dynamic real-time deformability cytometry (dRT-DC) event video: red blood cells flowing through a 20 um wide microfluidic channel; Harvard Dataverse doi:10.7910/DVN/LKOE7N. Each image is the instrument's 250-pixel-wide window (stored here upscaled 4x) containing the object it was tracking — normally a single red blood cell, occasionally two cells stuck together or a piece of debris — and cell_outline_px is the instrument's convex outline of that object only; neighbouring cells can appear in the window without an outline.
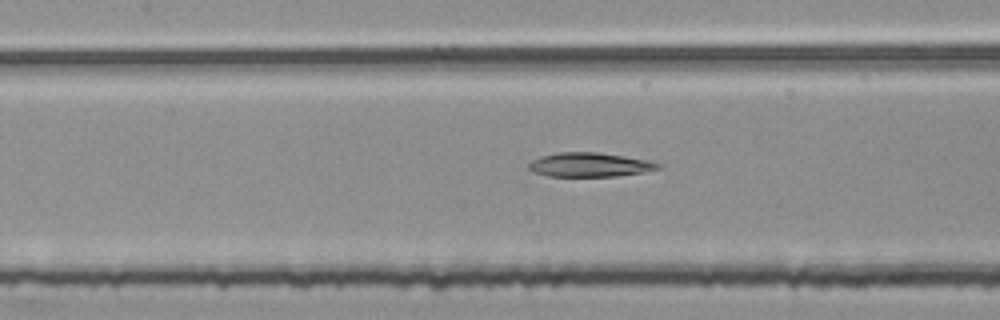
{"species": "common noctule bat (a hibernating species)", "species_latin": "Nyctalus noctula", "temperature_condition": "room temperature", "stored_images_in_passage": 55, "segment_of_instrument_passage": [2, 2], "camera_frame_rate_fps": 3000, "um_per_image_px": 0.085, "animal": {"sex": "female", "body_mass_g": 25.1}, "frame": {"image": 1, "passage_image": 25, "time_ms": 8.0, "image_size_px": [1000, 320], "cell_outline_px": [[664, 168], [644, 172], [616, 176], [548, 176], [532, 172], [528, 168], [528, 164], [532, 160], [540, 156], [556, 152], [600, 152], [648, 160], [664, 164]], "centroid_in_image_um": [50.15, 14.0], "position_along_channel_um": 157.2, "area_um2": 18.5}}
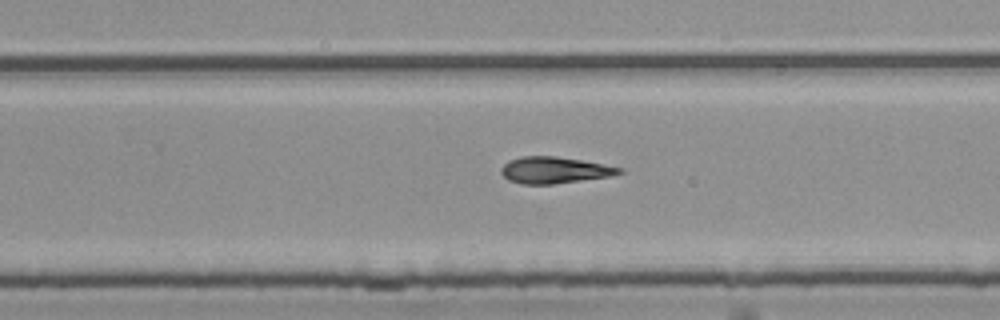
{"frame": {"image": 2, "passage_image": 35, "time_ms": 11.333, "image_size_px": [1000, 320], "cell_outline_px": [[624, 172], [608, 176], [552, 184], [520, 184], [508, 180], [500, 172], [500, 168], [508, 160], [520, 156], [556, 156], [580, 160], [624, 168]], "centroid_in_image_um": [47.07, 14.45], "position_along_channel_um": 282.7, "area_um2": 18.15}}
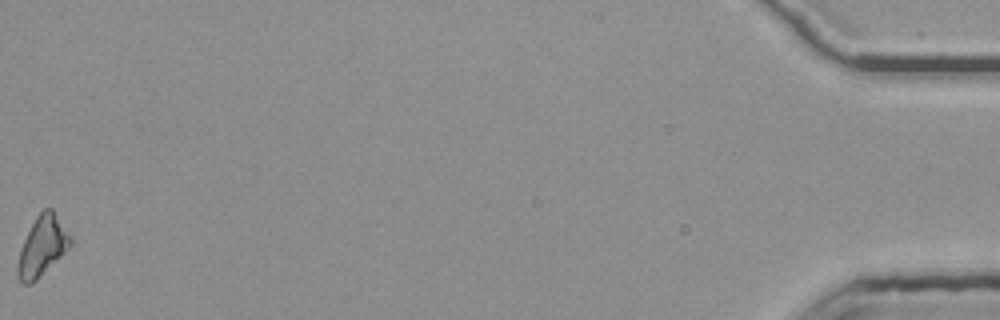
{"frame": {"image": 3, "passage_image": 55, "time_ms": 18.0, "image_size_px": [1000, 320], "cell_outline_px": [[72, 244], [32, 284], [24, 284], [20, 280], [16, 272], [16, 264], [20, 248], [36, 216], [44, 208], [52, 208], [72, 236]], "centroid_in_image_um": [3.58, 20.91], "position_along_channel_um": 431.6, "area_um2": 18.26}}